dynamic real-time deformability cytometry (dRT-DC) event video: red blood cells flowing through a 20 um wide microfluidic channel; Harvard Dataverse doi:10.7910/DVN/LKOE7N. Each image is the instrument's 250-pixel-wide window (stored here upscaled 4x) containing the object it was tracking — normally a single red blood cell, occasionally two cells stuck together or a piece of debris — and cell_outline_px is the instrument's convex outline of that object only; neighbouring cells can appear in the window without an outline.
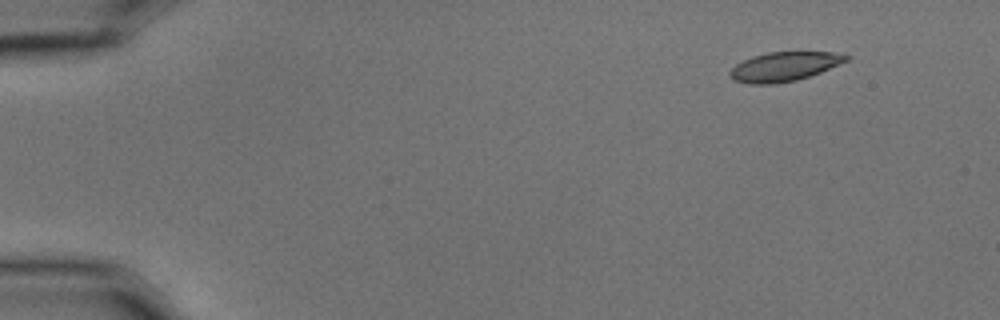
{"species": "common noctule bat (a hibernating species)", "species_latin": "Nyctalus noctula", "temperature_condition": "cold", "stored_images_in_passage": 5, "camera_frame_rate_fps": 3000, "um_per_image_px": 0.085, "animal": {"sex": "male", "body_mass_g": 15.6}, "frame": {"image": 1, "passage_image": 2, "time_ms": 0.333, "image_size_px": [1000, 320], "cell_outline_px": [[852, 56], [848, 60], [820, 72], [796, 80], [776, 84], [748, 84], [732, 80], [728, 76], [728, 72], [736, 64], [752, 56], [768, 52], [832, 52]], "centroid_in_image_um": [66.61, 5.66], "position_along_channel_um": 18.4, "area_um2": 19.83}}
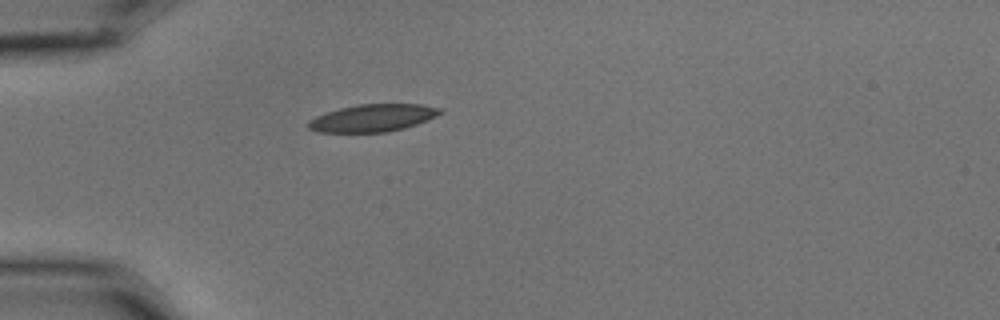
{"frame": {"image": 2, "passage_image": 5, "time_ms": 1.333, "image_size_px": [1000, 320], "cell_outline_px": [[444, 112], [436, 116], [416, 124], [404, 128], [388, 132], [316, 132], [308, 128], [308, 120], [316, 116], [340, 108], [356, 104], [420, 104], [440, 108]], "centroid_in_image_um": [31.67, 10.03], "position_along_channel_um": 53.3, "area_um2": 20.98}}